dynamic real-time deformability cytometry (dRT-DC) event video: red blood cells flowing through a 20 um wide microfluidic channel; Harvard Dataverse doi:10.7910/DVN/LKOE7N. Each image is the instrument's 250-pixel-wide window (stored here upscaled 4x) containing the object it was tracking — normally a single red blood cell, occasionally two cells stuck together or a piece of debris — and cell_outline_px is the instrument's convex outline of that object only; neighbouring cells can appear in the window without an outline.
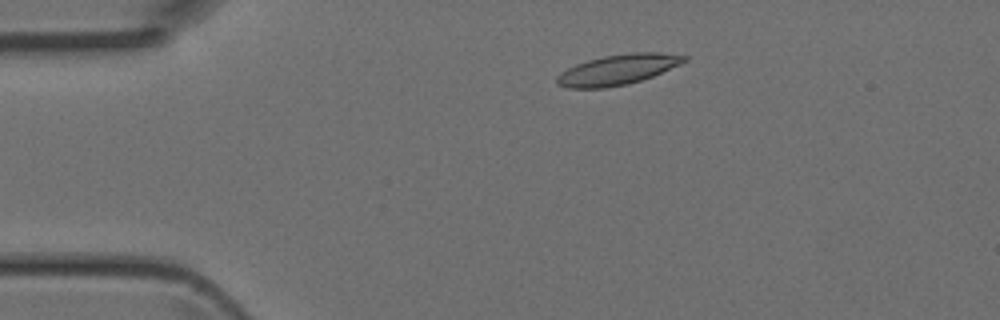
{"species": "Egyptian fruit bat (a non-hibernating species)", "species_latin": "Rousettus aegyptiacus", "temperature_condition": "room temperature", "stored_images_in_passage": 3, "camera_frame_rate_fps": 3000, "um_per_image_px": 0.085, "animal": {"sex": "female"}, "frame": {"image": 1, "passage_image": 2, "time_ms": 0.333, "image_size_px": [1000, 320], "cell_outline_px": [[688, 60], [680, 64], [652, 76], [628, 84], [604, 88], [568, 88], [556, 84], [556, 76], [560, 72], [576, 64], [588, 60], [604, 56], [632, 52], [660, 52], [688, 56]], "centroid_in_image_um": [52.49, 5.92], "position_along_channel_um": 32.5, "area_um2": 22.43}}